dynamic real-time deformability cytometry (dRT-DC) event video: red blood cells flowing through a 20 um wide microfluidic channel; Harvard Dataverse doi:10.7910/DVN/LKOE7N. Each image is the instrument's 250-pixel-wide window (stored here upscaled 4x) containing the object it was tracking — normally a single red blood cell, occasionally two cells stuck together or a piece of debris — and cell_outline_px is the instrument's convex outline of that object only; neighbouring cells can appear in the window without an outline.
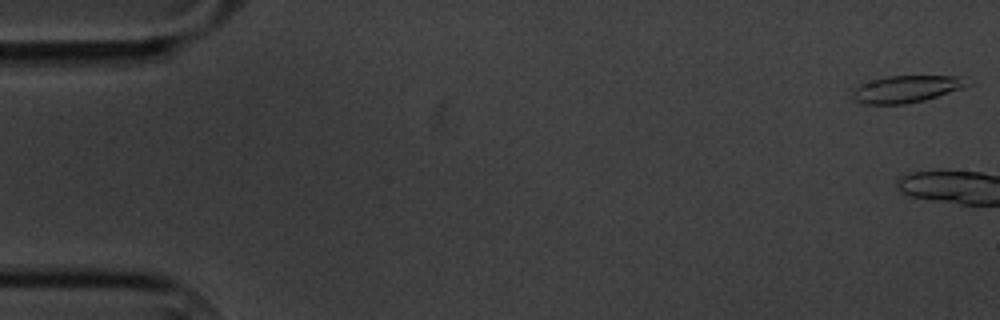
{"species": "common noctule bat (a hibernating species)", "species_latin": "Nyctalus noctula", "temperature_condition": "cold", "stored_images_in_passage": 6, "camera_frame_rate_fps": 3000, "um_per_image_px": 0.085, "animal": {"sex": "male", "body_mass_g": 20.1, "forearm_length_mm": 53.5}, "frame": {"image": 1, "passage_image": 1, "time_ms": 0.0, "image_size_px": [1000, 320], "cell_outline_px": [[972, 84], [924, 100], [904, 104], [864, 104], [856, 100], [852, 96], [852, 92], [860, 84], [872, 80], [888, 76], [960, 76], [972, 80]], "centroid_in_image_um": [77.07, 7.55], "position_along_channel_um": 7.9, "area_um2": 17.92}}